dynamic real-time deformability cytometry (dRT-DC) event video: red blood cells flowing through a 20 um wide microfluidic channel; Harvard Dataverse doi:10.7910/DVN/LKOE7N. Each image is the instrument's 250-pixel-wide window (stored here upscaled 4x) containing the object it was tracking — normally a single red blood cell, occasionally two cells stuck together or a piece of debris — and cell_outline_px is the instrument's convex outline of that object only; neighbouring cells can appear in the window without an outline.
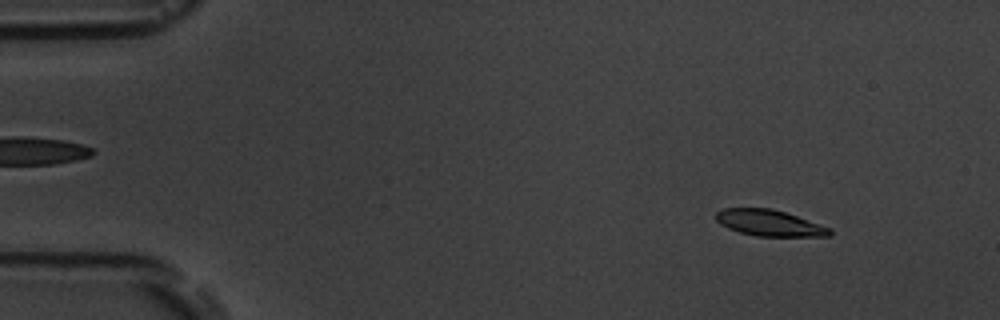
{"species": "common noctule bat (a hibernating species)", "species_latin": "Nyctalus noctula", "temperature_condition": "room temperature", "stored_images_in_passage": 5, "camera_frame_rate_fps": 3000, "um_per_image_px": 0.085, "animal": {"sex": "male", "body_mass_g": 19.5, "forearm_length_mm": 54.6}, "frame": {"image": 1, "passage_image": 1, "time_ms": 0.0, "image_size_px": [1000, 320], "cell_outline_px": [[832, 236], [756, 236], [740, 232], [728, 228], [720, 224], [716, 220], [716, 212], [724, 208], [772, 208], [832, 228]], "centroid_in_image_um": [65.4, 18.95], "position_along_channel_um": 19.6, "area_um2": 17.28}}
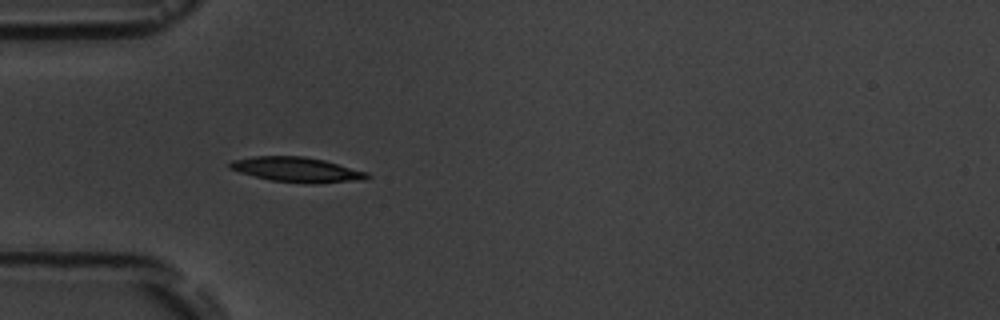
{"frame": {"image": 2, "passage_image": 4, "time_ms": 3.667, "image_size_px": [1000, 320], "cell_outline_px": [[372, 176], [364, 180], [312, 184], [272, 180], [240, 172], [228, 168], [228, 164], [232, 160], [252, 156], [304, 156], [324, 160], [368, 172]], "centroid_in_image_um": [25.26, 14.41], "position_along_channel_um": 59.7, "area_um2": 19.94}}
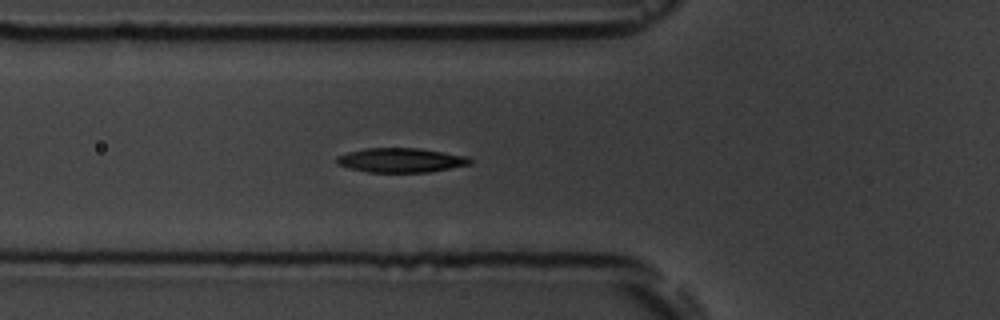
{"frame": {"image": 3, "passage_image": 5, "time_ms": 4.667, "image_size_px": [1000, 320], "cell_outline_px": [[472, 164], [428, 172], [368, 172], [348, 168], [336, 164], [336, 156], [348, 152], [364, 148], [420, 148], [468, 156], [472, 160]], "centroid_in_image_um": [34.06, 13.61], "position_along_channel_um": 91.7, "area_um2": 19.07}}